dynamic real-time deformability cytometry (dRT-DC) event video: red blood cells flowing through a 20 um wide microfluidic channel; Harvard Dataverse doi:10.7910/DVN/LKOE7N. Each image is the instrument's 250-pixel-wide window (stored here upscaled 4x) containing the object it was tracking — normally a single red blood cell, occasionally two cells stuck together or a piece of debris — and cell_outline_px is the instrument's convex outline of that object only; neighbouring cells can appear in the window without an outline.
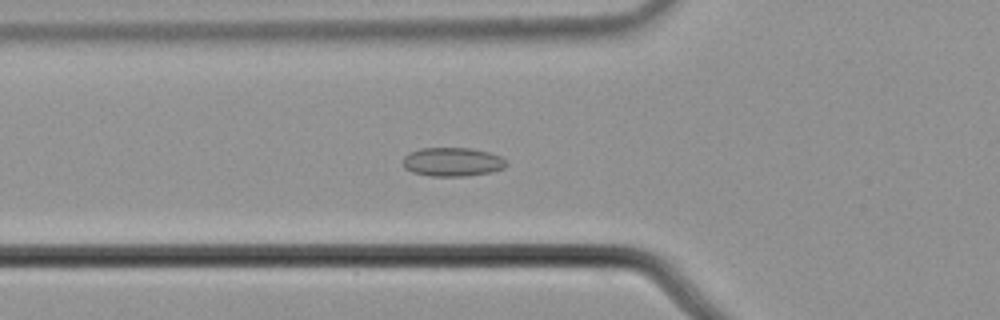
{"species": "common noctule bat (a hibernating species)", "species_latin": "Nyctalus noctula", "temperature_condition": "cold", "stored_images_in_passage": 47, "camera_frame_rate_fps": 3000, "um_per_image_px": 0.085, "animal": {"sex": "male", "body_mass_g": 21.5, "forearm_length_mm": 52.0}, "frame": {"image": 1, "passage_image": 11, "time_ms": 3.333, "image_size_px": [1000, 320], "cell_outline_px": [[508, 164], [504, 168], [492, 172], [464, 176], [432, 176], [412, 172], [404, 168], [404, 156], [408, 152], [420, 148], [472, 148], [488, 152], [500, 156]], "centroid_in_image_um": [38.45, 13.76], "position_along_channel_um": 87.3, "area_um2": 17.4}}
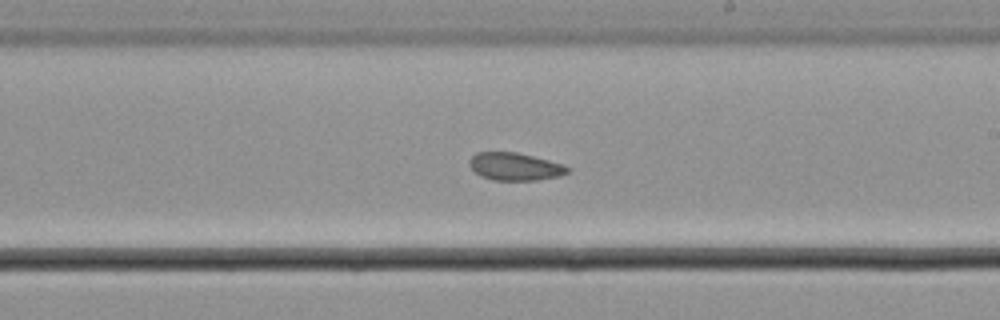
{"frame": {"image": 2, "passage_image": 24, "time_ms": 7.667, "image_size_px": [1000, 320], "cell_outline_px": [[572, 168], [568, 172], [560, 176], [536, 180], [492, 180], [480, 176], [468, 164], [468, 160], [476, 152], [516, 152], [564, 164]], "centroid_in_image_um": [43.77, 14.16], "position_along_channel_um": 245.2, "area_um2": 15.9}}
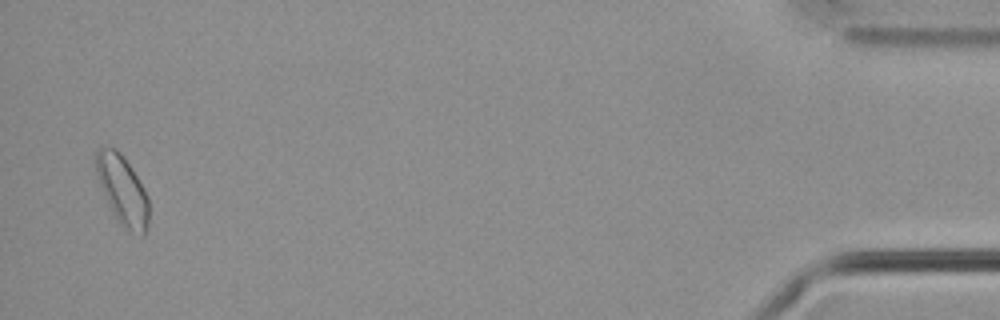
{"frame": {"image": 3, "passage_image": 46, "time_ms": 15.0, "image_size_px": [1000, 320], "cell_outline_px": [[148, 228], [144, 236], [140, 236], [124, 228], [120, 224], [108, 204], [104, 196], [96, 176], [96, 152], [100, 148], [112, 148], [120, 152], [124, 156], [132, 168], [144, 188], [148, 196]], "centroid_in_image_um": [10.43, 16.19], "position_along_channel_um": 424.8, "area_um2": 21.33}, "authors_computed_cell_mechanics": {"area_um2": 16.8198, "velocity_mm_per_s": 3.6485, "shape_relaxation_time_tau1_ms": null, "shape_relaxation_time_tau2_ms": 2.6752, "deformation_change_tau1": null, "deformation_change_tau2": 0.0687}}